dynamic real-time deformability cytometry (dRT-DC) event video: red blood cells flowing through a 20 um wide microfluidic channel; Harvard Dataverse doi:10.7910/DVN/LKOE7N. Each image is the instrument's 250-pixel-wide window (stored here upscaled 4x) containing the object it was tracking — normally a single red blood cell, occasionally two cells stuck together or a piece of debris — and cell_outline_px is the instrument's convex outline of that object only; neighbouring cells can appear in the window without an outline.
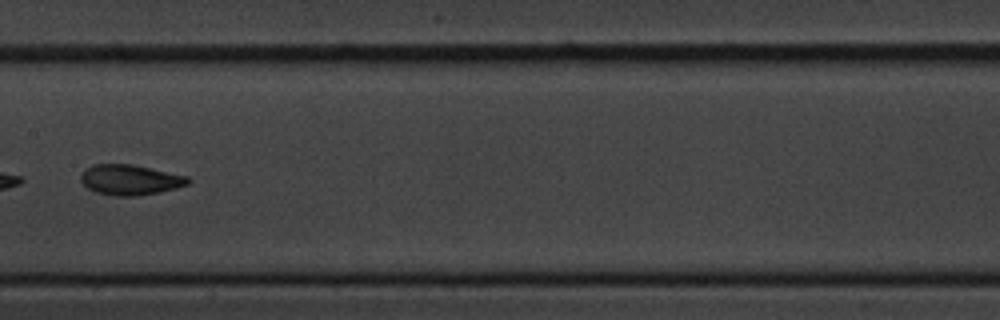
{"species": "common noctule bat (a hibernating species)", "species_latin": "Nyctalus noctula", "temperature_condition": "cold", "stored_images_in_passage": 10, "camera_frame_rate_fps": 3000, "um_per_image_px": 0.085, "animal": {"sex": "male", "body_mass_g": 20.1, "forearm_length_mm": 53.5}, "frame": {"image": 1, "passage_image": 9, "time_ms": 9.333, "image_size_px": [1000, 320], "cell_outline_px": [[192, 180], [188, 184], [176, 188], [160, 192], [136, 196], [116, 196], [96, 192], [88, 188], [80, 180], [80, 176], [84, 168], [92, 164], [132, 164], [188, 176]], "centroid_in_image_um": [11.05, 15.28], "position_along_channel_um": 196.3, "area_um2": 19.07}}
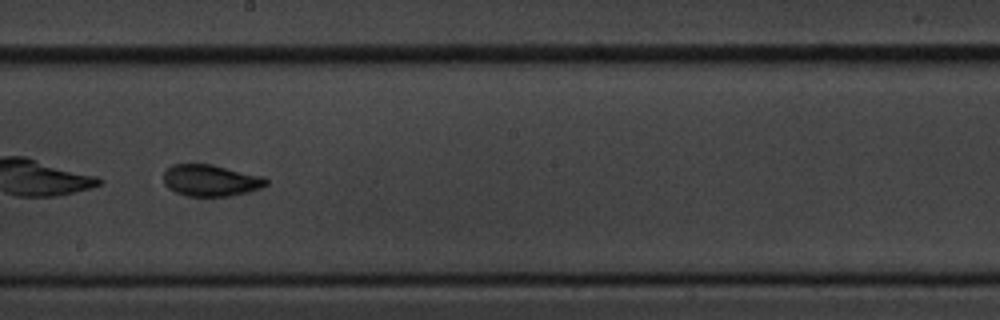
{"frame": {"image": 2, "passage_image": 10, "time_ms": 10.333, "image_size_px": [1000, 320], "cell_outline_px": [[268, 184], [260, 188], [248, 192], [232, 196], [188, 196], [176, 192], [168, 188], [164, 184], [164, 172], [172, 164], [212, 164], [264, 176], [268, 180]], "centroid_in_image_um": [17.93, 15.33], "position_along_channel_um": 230.3, "area_um2": 19.02}}